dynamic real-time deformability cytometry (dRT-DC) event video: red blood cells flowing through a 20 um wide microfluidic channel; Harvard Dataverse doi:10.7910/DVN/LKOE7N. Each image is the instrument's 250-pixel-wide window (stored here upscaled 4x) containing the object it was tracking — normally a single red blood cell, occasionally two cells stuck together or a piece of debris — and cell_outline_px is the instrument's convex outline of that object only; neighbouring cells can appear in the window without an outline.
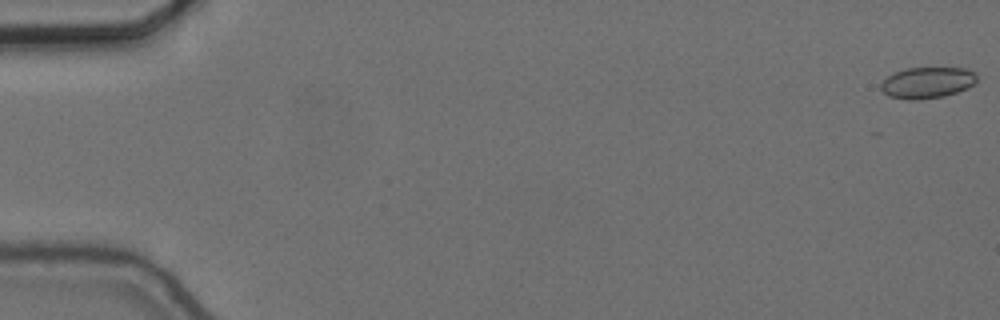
{"species": "common noctule bat (a hibernating species)", "species_latin": "Nyctalus noctula", "temperature_condition": "cold", "stored_images_in_passage": 13, "camera_frame_rate_fps": 3000, "um_per_image_px": 0.085, "animal": {"sex": "female", "body_mass_g": 24.6, "forearm_length_mm": 56.2}, "frame": {"image": 1, "passage_image": 1, "time_ms": 0.0, "image_size_px": [1000, 320], "cell_outline_px": [[976, 80], [968, 88], [944, 96], [916, 100], [908, 100], [888, 96], [880, 88], [880, 84], [888, 76], [896, 72], [908, 68], [968, 68], [976, 72]], "centroid_in_image_um": [78.82, 7.03], "position_along_channel_um": 6.2, "area_um2": 17.4}}